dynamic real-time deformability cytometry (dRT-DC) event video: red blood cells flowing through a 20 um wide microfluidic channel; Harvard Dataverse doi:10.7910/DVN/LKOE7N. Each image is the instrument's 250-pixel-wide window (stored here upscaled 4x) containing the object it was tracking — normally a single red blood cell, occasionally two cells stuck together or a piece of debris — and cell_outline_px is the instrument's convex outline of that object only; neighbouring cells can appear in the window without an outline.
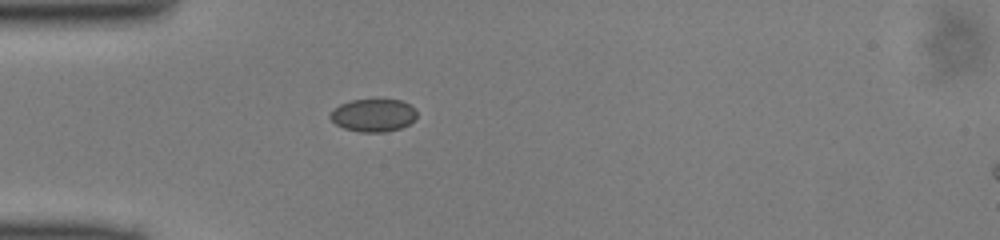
{"species": "common noctule bat (a hibernating species)", "species_latin": "Nyctalus noctula", "temperature_condition": "cold", "stored_images_in_passage": 36, "camera_frame_rate_fps": 3000, "um_per_image_px": 0.085, "animal": {"sex": "male", "body_mass_g": 13.0, "forearm_length_mm": 53.1}, "frame": {"image": 1, "passage_image": 1, "time_ms": 0.0, "image_size_px": [1000, 240], "cell_outline_px": [[416, 116], [408, 124], [400, 128], [384, 132], [360, 132], [344, 128], [336, 124], [328, 116], [332, 108], [340, 104], [352, 100], [376, 96], [400, 100], [416, 108]], "centroid_in_image_um": [31.7, 9.74], "position_along_channel_um": 53.3, "area_um2": 17.17}}
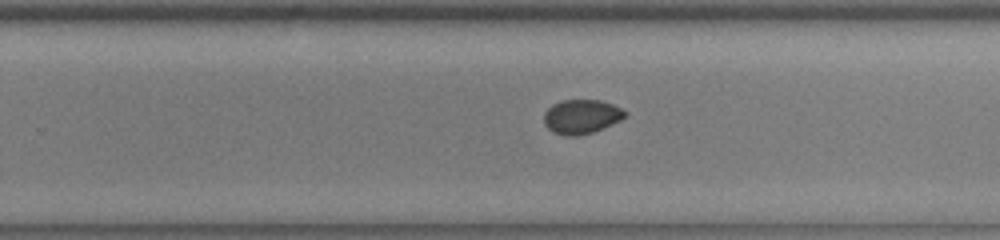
{"frame": {"image": 2, "passage_image": 18, "time_ms": 5.667, "image_size_px": [1000, 240], "cell_outline_px": [[628, 112], [620, 120], [612, 124], [592, 132], [576, 136], [564, 136], [552, 132], [544, 124], [544, 112], [552, 104], [560, 100], [600, 100], [612, 104]], "centroid_in_image_um": [49.38, 9.91], "position_along_channel_um": 280.4, "area_um2": 16.18}}
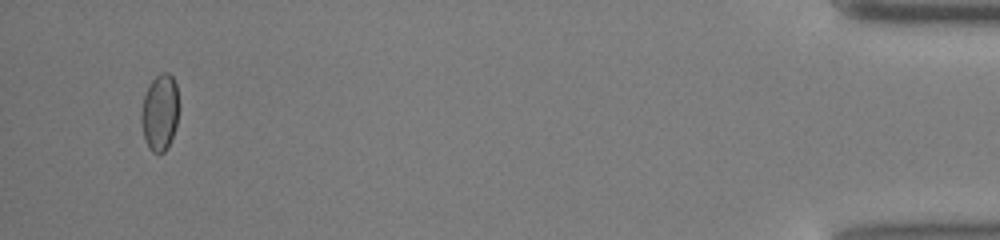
{"frame": {"image": 3, "passage_image": 34, "time_ms": 11.0, "image_size_px": [1000, 240], "cell_outline_px": [[180, 108], [176, 124], [168, 148], [164, 152], [152, 152], [148, 148], [144, 136], [140, 120], [140, 112], [144, 96], [148, 84], [160, 72], [168, 72], [172, 76], [176, 84], [180, 104]], "centroid_in_image_um": [13.59, 9.52], "position_along_channel_um": 421.6, "area_um2": 17.17}}